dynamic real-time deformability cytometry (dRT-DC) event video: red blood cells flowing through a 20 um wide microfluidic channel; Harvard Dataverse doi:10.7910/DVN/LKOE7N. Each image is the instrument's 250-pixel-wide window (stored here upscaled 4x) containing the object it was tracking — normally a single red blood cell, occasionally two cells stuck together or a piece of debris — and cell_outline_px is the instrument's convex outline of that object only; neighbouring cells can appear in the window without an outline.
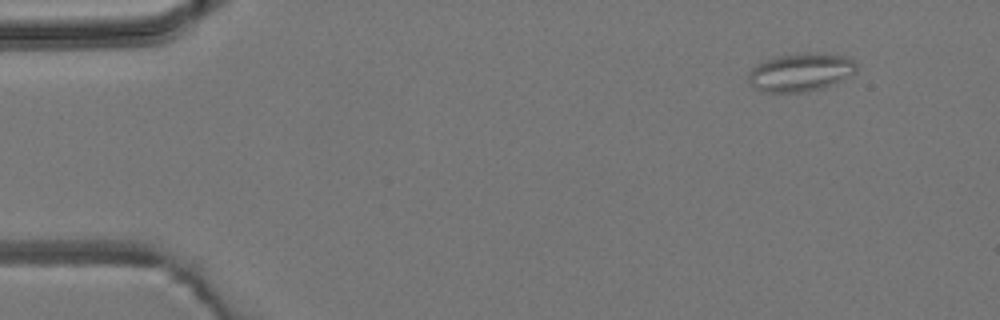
{"species": "common noctule bat (a hibernating species)", "species_latin": "Nyctalus noctula", "temperature_condition": "room temperature", "stored_images_in_passage": 4, "camera_frame_rate_fps": 3000, "um_per_image_px": 0.085, "animal": {"sex": "male", "body_mass_g": 19.2, "forearm_length_mm": 51.8}, "frame": {"image": 1, "passage_image": 1, "time_ms": 0.0, "image_size_px": [1000, 320], "cell_outline_px": [[856, 72], [852, 76], [824, 88], [808, 92], [764, 92], [752, 88], [748, 80], [748, 72], [752, 68], [764, 60], [776, 56], [808, 52], [820, 52], [852, 56], [856, 64]], "centroid_in_image_um": [68.09, 6.13], "position_along_channel_um": 16.9, "area_um2": 24.8}}